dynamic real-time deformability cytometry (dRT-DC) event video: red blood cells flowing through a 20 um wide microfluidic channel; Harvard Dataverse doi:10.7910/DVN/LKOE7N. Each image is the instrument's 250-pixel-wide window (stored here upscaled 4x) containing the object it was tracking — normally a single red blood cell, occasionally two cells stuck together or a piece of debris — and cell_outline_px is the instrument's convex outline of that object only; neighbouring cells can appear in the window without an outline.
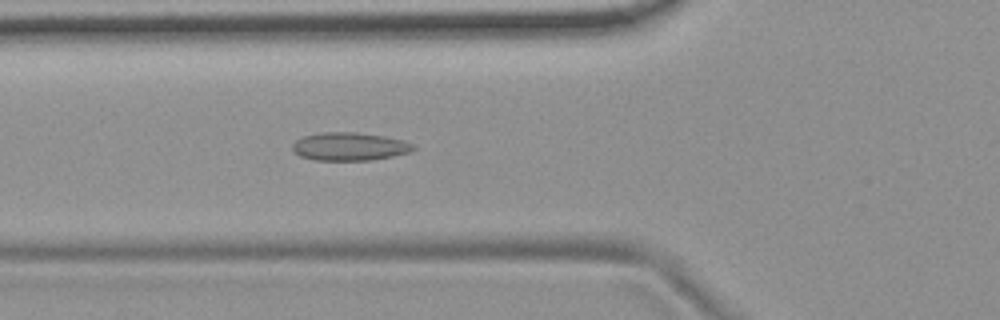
{"species": "common noctule bat (a hibernating species)", "species_latin": "Nyctalus noctula", "temperature_condition": "room temperature", "stored_images_in_passage": 55, "camera_frame_rate_fps": 3000, "um_per_image_px": 0.085, "animal": {"sex": "female", "body_mass_g": 19.9}, "frame": {"image": 1, "passage_image": 20, "time_ms": 6.333, "image_size_px": [1000, 320], "cell_outline_px": [[416, 148], [408, 152], [392, 156], [372, 160], [316, 160], [300, 156], [292, 152], [292, 144], [296, 140], [304, 136], [320, 132], [356, 132], [384, 136], [404, 140], [412, 144]], "centroid_in_image_um": [29.67, 12.45], "position_along_channel_um": 96.1, "area_um2": 19.83}}
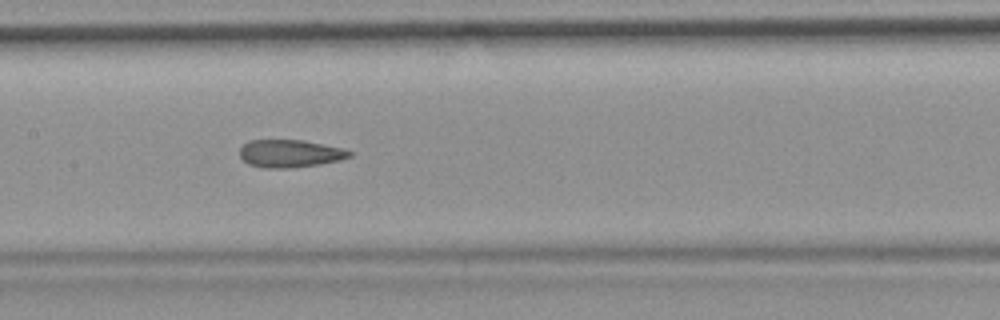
{"frame": {"image": 2, "passage_image": 27, "time_ms": 8.667, "image_size_px": [1000, 320], "cell_outline_px": [[352, 156], [340, 160], [320, 164], [284, 168], [264, 168], [248, 164], [240, 156], [240, 148], [248, 140], [304, 140], [344, 148], [352, 152]], "centroid_in_image_um": [24.66, 13.04], "position_along_channel_um": 182.7, "area_um2": 17.74}}
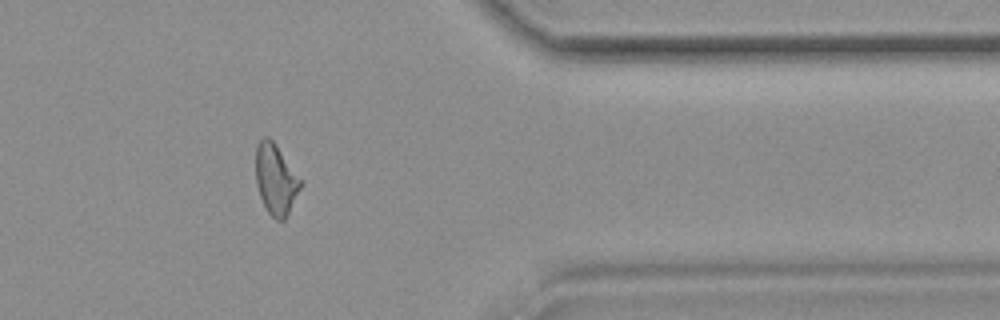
{"frame": {"image": 3, "passage_image": 45, "time_ms": 14.667, "image_size_px": [1000, 320], "cell_outline_px": [[304, 180], [284, 220], [276, 220], [268, 212], [260, 196], [256, 184], [256, 144], [264, 136], [268, 136], [276, 144]], "centroid_in_image_um": [23.45, 15.19], "position_along_channel_um": 388.0, "area_um2": 18.5}, "authors_computed_cell_mechanics": {"area_um2": 18.7272, "velocity_mm_per_s": 3.6967, "shape_relaxation_time_tau1_ms": null, "shape_relaxation_time_tau2_ms": 2.0871, "deformation_change_tau1": null, "deformation_change_tau2": 0.0839}}